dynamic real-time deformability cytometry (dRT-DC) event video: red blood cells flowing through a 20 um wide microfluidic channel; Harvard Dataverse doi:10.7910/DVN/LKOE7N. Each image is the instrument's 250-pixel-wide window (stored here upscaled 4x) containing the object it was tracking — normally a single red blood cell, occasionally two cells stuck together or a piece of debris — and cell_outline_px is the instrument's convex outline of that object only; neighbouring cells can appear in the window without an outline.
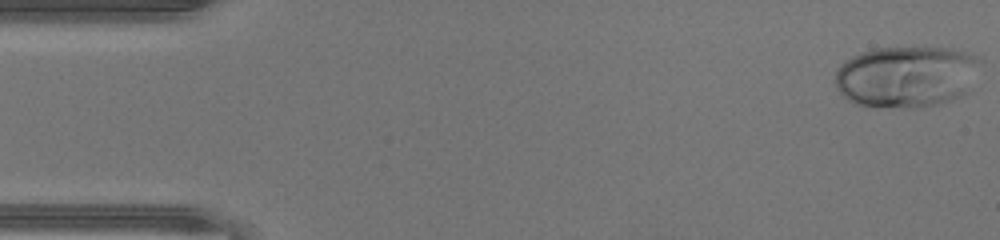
{"species": "human", "species_latin": "Homo sapiens", "temperature_condition": "warm", "stored_images_in_passage": 46, "camera_frame_rate_fps": 3000, "um_per_image_px": 0.085, "donor": {"sex": "male"}, "frame": {"image": 1, "passage_image": 1, "time_ms": 0.0, "image_size_px": [1000, 240], "cell_outline_px": [[984, 60], [964, 92], [960, 96], [952, 100], [940, 104], [920, 108], [908, 108], [856, 104], [848, 100], [836, 88], [836, 72], [840, 64], [852, 56], [860, 52], [872, 48], [952, 48], [976, 56]], "centroid_in_image_um": [77.04, 6.5], "position_along_channel_um": 8.0, "area_um2": 52.02}}
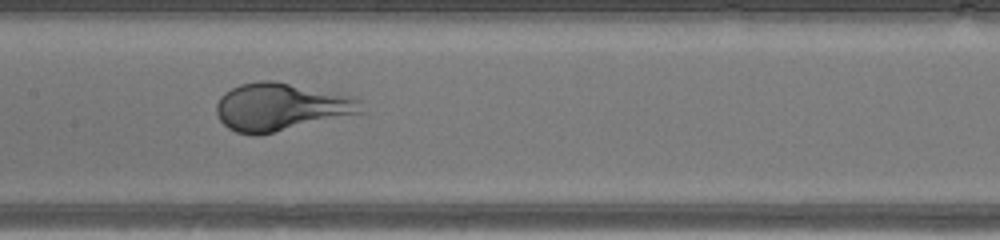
{"frame": {"image": 2, "passage_image": 22, "time_ms": 7.0, "image_size_px": [1000, 240], "cell_outline_px": [[364, 112], [260, 136], [256, 136], [236, 132], [228, 128], [220, 120], [216, 112], [216, 104], [220, 96], [224, 92], [240, 84], [260, 80], [276, 80], [352, 96], [360, 100]], "centroid_in_image_um": [23.85, 9.09], "position_along_channel_um": 183.5, "area_um2": 40.58}}
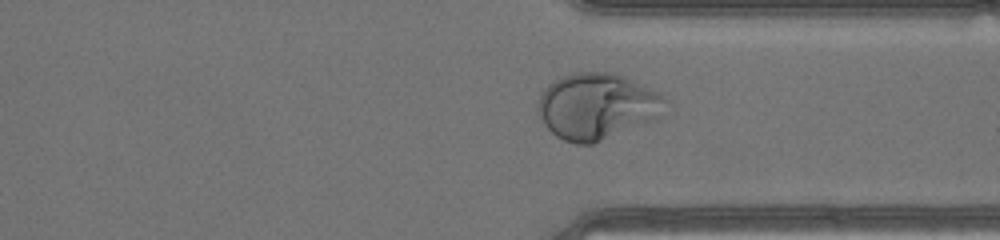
{"frame": {"image": 3, "passage_image": 34, "time_ms": 11.0, "image_size_px": [1000, 240], "cell_outline_px": [[672, 104], [656, 120], [592, 144], [576, 144], [564, 140], [556, 136], [544, 124], [536, 108], [536, 104], [544, 88], [552, 80], [576, 72], [616, 72], [660, 92], [672, 100]], "centroid_in_image_um": [50.82, 9.02], "position_along_channel_um": 360.6, "area_um2": 50.11}, "authors_computed_cell_mechanics": {"area_um2": 46.818, "velocity_mm_per_s": 4.4389, "shape_relaxation_time_tau1_ms": 4.1713, "shape_relaxation_time_tau2_ms": null, "deformation_change_tau1": 0.2588, "deformation_change_tau2": null}}